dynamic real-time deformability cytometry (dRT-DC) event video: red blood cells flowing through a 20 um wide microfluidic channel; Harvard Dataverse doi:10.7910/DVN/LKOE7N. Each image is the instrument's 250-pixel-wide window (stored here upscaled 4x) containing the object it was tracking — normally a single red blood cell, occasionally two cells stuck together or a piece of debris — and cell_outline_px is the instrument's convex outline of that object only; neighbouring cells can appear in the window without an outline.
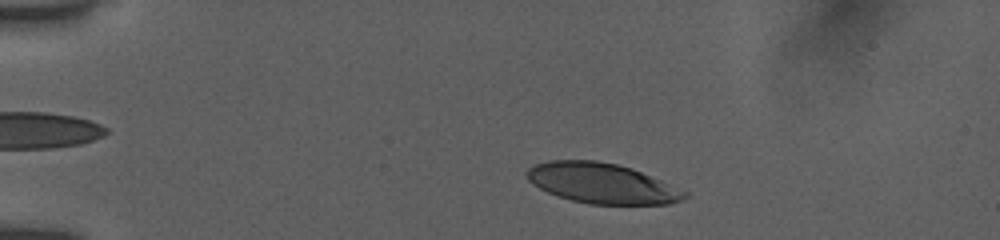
{"species": "human", "species_latin": "Homo sapiens", "temperature_condition": "room temperature", "stored_images_in_passage": 47, "camera_frame_rate_fps": 3000, "um_per_image_px": 0.085, "donor": {"sex": "female"}, "frame": {"image": 1, "passage_image": 5, "time_ms": 1.333, "image_size_px": [1000, 240], "cell_outline_px": [[688, 196], [684, 200], [668, 204], [588, 204], [572, 200], [548, 192], [532, 184], [528, 180], [528, 168], [536, 164], [548, 160], [596, 160], [616, 164], [632, 168], [688, 192]], "centroid_in_image_um": [51.18, 15.58], "position_along_channel_um": 33.8, "area_um2": 36.76}}
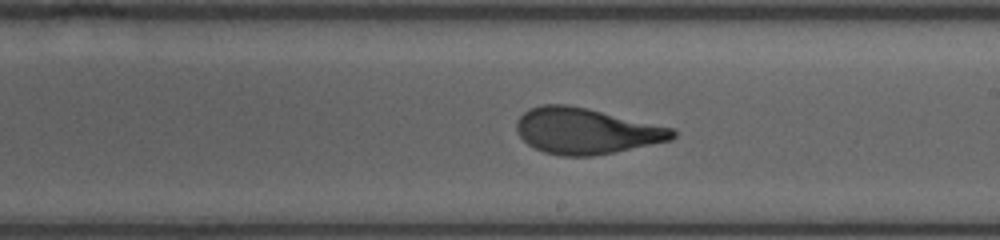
{"frame": {"image": 2, "passage_image": 26, "time_ms": 8.333, "image_size_px": [1000, 240], "cell_outline_px": [[676, 136], [672, 140], [616, 152], [592, 156], [560, 156], [544, 152], [528, 144], [520, 136], [516, 128], [516, 120], [528, 108], [544, 104], [568, 104], [588, 108], [676, 128]], "centroid_in_image_um": [49.85, 11.13], "position_along_channel_um": 239.2, "area_um2": 42.14}}
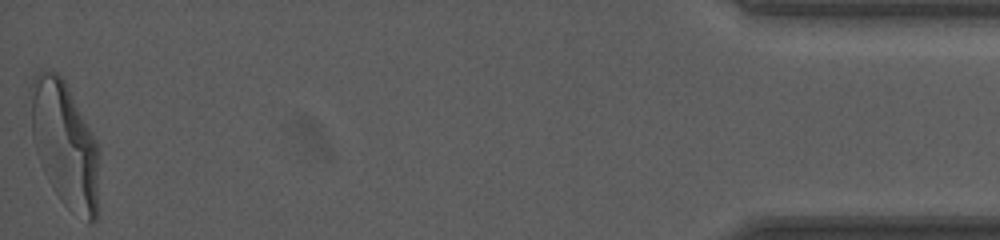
{"frame": {"image": 3, "passage_image": 47, "time_ms": 15.333, "image_size_px": [1000, 240], "cell_outline_px": [[100, 152], [96, 220], [92, 224], [88, 224], [68, 208], [60, 200], [52, 188], [40, 164], [36, 152], [32, 136], [28, 88], [36, 76], [44, 68], [48, 68], [56, 72], [64, 80], [92, 132], [100, 148]], "centroid_in_image_um": [5.5, 12.28], "position_along_channel_um": 429.7, "area_um2": 50.86}, "authors_computed_cell_mechanics": {"area_um2": 41.6738, "velocity_mm_per_s": 3.9056, "shape_relaxation_time_tau1_ms": 5.7993, "shape_relaxation_time_tau2_ms": 0.9583, "deformation_change_tau1": 0.2481, "deformation_change_tau2": 0.0853}}